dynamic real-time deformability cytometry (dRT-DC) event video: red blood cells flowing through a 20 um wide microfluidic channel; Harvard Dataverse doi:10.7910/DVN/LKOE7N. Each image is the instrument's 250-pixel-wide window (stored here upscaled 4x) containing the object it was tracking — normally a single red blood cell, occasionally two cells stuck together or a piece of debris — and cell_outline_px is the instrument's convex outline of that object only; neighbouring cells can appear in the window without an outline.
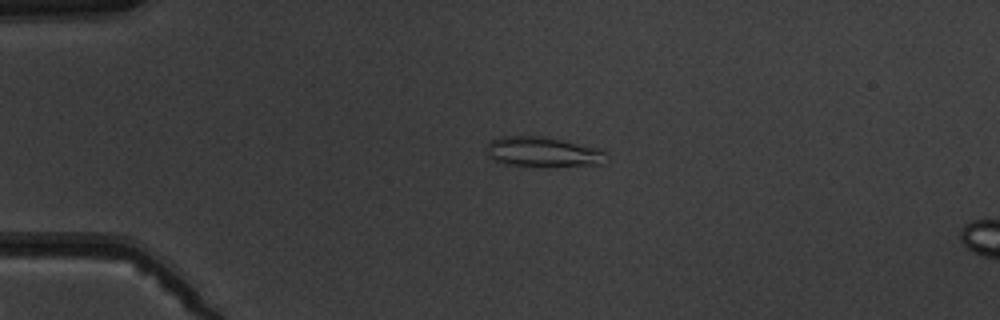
{"species": "common noctule bat (a hibernating species)", "species_latin": "Nyctalus noctula", "temperature_condition": "warm", "stored_images_in_passage": 5, "camera_frame_rate_fps": 3000, "um_per_image_px": 0.085, "animal": {"sex": "male", "body_mass_g": 19.5, "forearm_length_mm": 54.6}, "frame": {"image": 1, "passage_image": 4, "time_ms": 4.0, "image_size_px": [1000, 320], "cell_outline_px": [[608, 160], [604, 164], [548, 168], [504, 164], [488, 156], [488, 144], [492, 140], [500, 136], [548, 136], [600, 148], [604, 152]], "centroid_in_image_um": [46.23, 12.93], "position_along_channel_um": 38.8, "area_um2": 21.68}}